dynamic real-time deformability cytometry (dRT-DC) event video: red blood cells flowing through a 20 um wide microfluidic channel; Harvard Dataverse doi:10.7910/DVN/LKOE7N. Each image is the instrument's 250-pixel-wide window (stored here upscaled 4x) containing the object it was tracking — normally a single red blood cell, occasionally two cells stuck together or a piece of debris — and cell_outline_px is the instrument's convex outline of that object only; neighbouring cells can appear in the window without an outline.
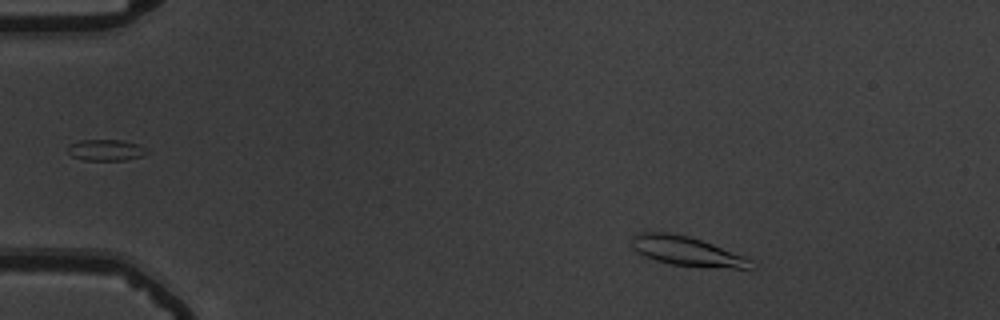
{"species": "common noctule bat (a hibernating species)", "species_latin": "Nyctalus noctula", "temperature_condition": "warm", "stored_images_in_passage": 54, "camera_frame_rate_fps": 3000, "um_per_image_px": 0.085, "animal": {"sex": "male", "body_mass_g": 19.5, "forearm_length_mm": 54.6}, "frame": {"image": 1, "passage_image": 7, "time_ms": 2.0, "image_size_px": [1000, 320], "cell_outline_px": [[756, 268], [732, 268], [672, 264], [656, 260], [644, 256], [636, 252], [632, 248], [632, 236], [640, 232], [672, 232], [688, 236], [712, 244], [744, 256], [752, 260]], "centroid_in_image_um": [58.36, 21.34], "position_along_channel_um": 26.6, "area_um2": 20.17}}
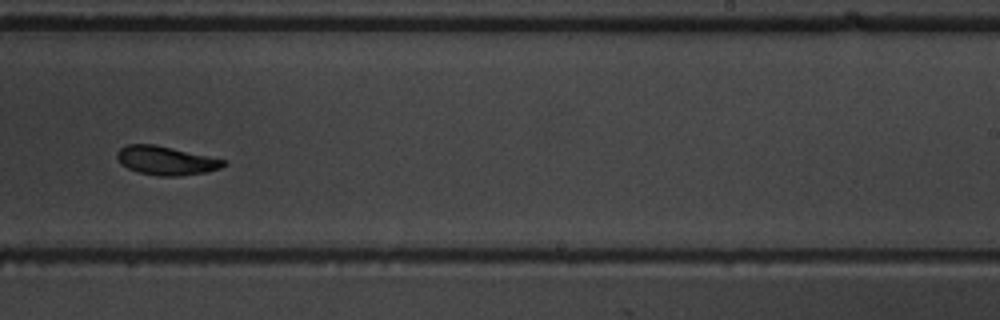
{"frame": {"image": 2, "passage_image": 34, "time_ms": 11.0, "image_size_px": [1000, 320], "cell_outline_px": [[228, 164], [220, 168], [204, 172], [180, 176], [156, 176], [140, 172], [128, 168], [120, 164], [116, 156], [116, 152], [124, 144], [156, 144], [228, 160]], "centroid_in_image_um": [14.11, 13.63], "position_along_channel_um": 274.9, "area_um2": 18.09}}
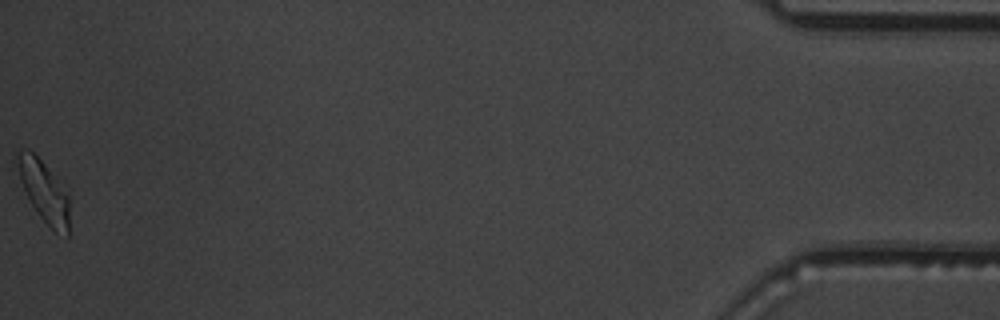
{"frame": {"image": 3, "passage_image": 54, "time_ms": 17.667, "image_size_px": [1000, 320], "cell_outline_px": [[68, 236], [56, 232], [40, 216], [32, 204], [20, 180], [12, 160], [16, 152], [20, 148], [28, 148], [44, 164], [68, 196]], "centroid_in_image_um": [3.64, 16.17], "position_along_channel_um": 431.6, "area_um2": 18.15}, "authors_computed_cell_mechanics": {"area_um2": 18.4093, "velocity_mm_per_s": 3.6837, "shape_relaxation_time_tau1_ms": 4.0134, "shape_relaxation_time_tau2_ms": 8.1276, "deformation_change_tau1": 0.1395, "deformation_change_tau2": 0.0967}}